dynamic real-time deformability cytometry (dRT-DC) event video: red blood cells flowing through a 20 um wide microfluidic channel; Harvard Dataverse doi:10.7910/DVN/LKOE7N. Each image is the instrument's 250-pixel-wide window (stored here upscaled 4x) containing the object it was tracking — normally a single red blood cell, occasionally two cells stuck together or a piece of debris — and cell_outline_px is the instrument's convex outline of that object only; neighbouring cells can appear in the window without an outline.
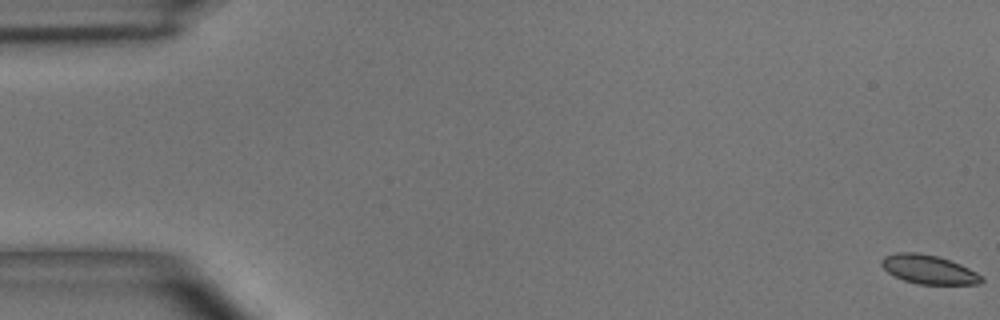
{"species": "common noctule bat (a hibernating species)", "species_latin": "Nyctalus noctula", "temperature_condition": "room temperature", "stored_images_in_passage": 6, "camera_frame_rate_fps": 3000, "um_per_image_px": 0.085, "animal": {"sex": "male", "body_mass_g": 15.6}, "frame": {"image": 1, "passage_image": 1, "time_ms": 0.0, "image_size_px": [1000, 320], "cell_outline_px": [[984, 280], [980, 284], [916, 284], [904, 280], [888, 272], [880, 264], [880, 260], [884, 256], [896, 252], [916, 252], [936, 256], [960, 264], [984, 276]], "centroid_in_image_um": [78.93, 22.9], "position_along_channel_um": 6.1, "area_um2": 16.82}}
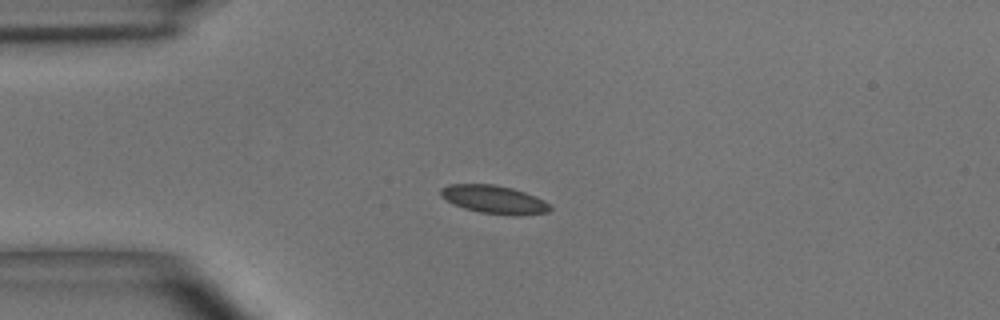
{"frame": {"image": 2, "passage_image": 4, "time_ms": 4.333, "image_size_px": [1000, 320], "cell_outline_px": [[552, 208], [548, 212], [520, 216], [516, 216], [480, 212], [464, 208], [452, 204], [440, 196], [440, 188], [448, 184], [492, 184], [512, 188], [536, 196], [544, 200]], "centroid_in_image_um": [41.98, 16.96], "position_along_channel_um": 43.0, "area_um2": 18.09}}
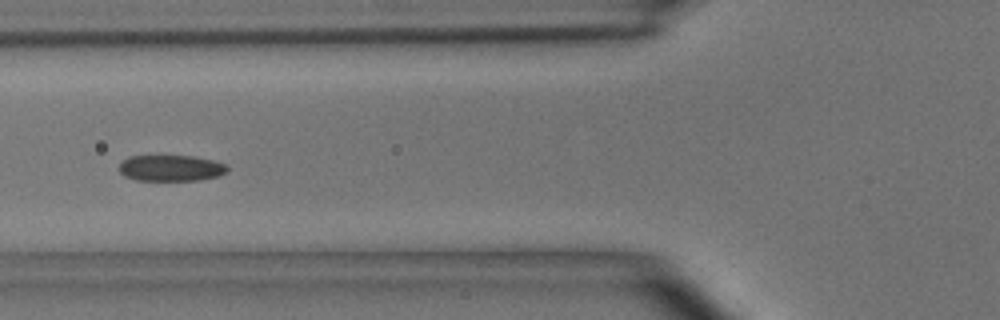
{"frame": {"image": 3, "passage_image": 6, "time_ms": 6.667, "image_size_px": [1000, 320], "cell_outline_px": [[228, 172], [220, 176], [200, 180], [136, 180], [124, 176], [120, 172], [120, 164], [128, 156], [192, 156], [212, 160], [228, 164]], "centroid_in_image_um": [14.58, 14.29], "position_along_channel_um": 111.2, "area_um2": 16.53}}